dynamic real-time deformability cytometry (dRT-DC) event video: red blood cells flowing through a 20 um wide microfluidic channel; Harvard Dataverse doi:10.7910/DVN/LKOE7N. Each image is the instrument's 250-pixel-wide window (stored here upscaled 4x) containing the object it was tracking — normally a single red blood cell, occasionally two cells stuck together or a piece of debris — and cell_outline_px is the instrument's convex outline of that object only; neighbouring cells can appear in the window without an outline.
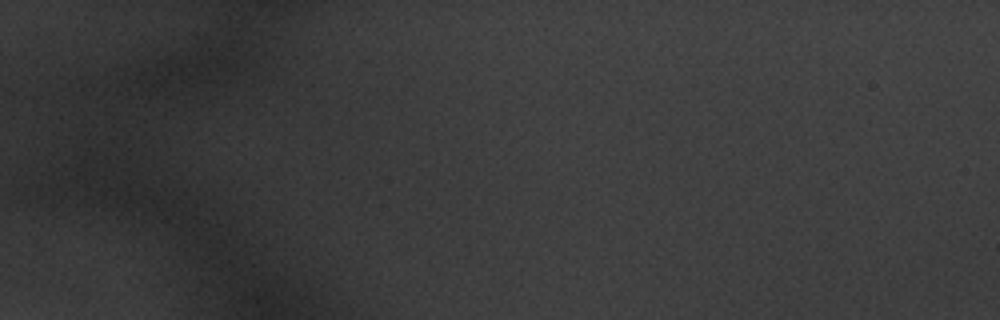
{"species": "common noctule bat (a hibernating species)", "species_latin": "Nyctalus noctula", "temperature_condition": "warm", "stored_images_in_passage": 1, "camera_frame_rate_fps": 3000, "um_per_image_px": 0.085, "animal": {"sex": "male", "body_mass_g": 20.1, "forearm_length_mm": 53.5}, "frame": {"image": 1, "passage_image": 1, "time_ms": 0.0, "image_size_px": [1000, 320], "cell_outline_px": [[132, 160], [124, 168], [72, 168], [68, 152], [88, 132], [128, 136], [132, 156]], "centroid_in_image_um": [8.6, 12.9], "position_along_channel_um": 76.4, "area_um2": 13.76}}